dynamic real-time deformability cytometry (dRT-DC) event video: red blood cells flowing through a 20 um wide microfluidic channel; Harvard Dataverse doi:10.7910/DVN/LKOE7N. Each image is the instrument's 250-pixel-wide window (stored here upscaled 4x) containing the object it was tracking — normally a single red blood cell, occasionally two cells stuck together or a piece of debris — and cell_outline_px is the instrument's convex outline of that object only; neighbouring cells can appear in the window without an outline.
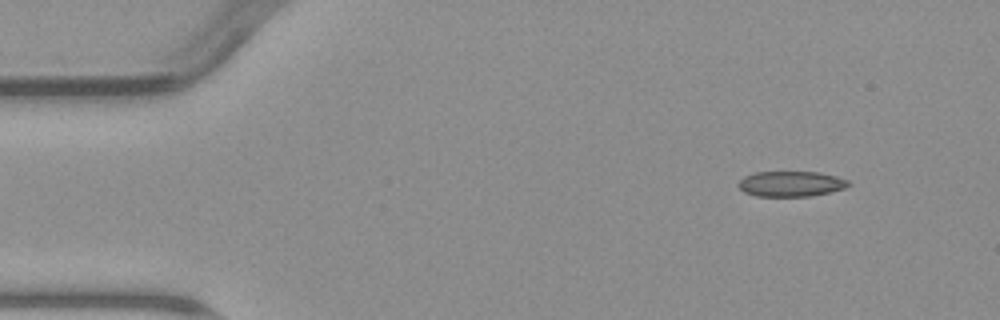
{"species": "common noctule bat (a hibernating species)", "species_latin": "Nyctalus noctula", "temperature_condition": "warm", "stored_images_in_passage": 5, "camera_frame_rate_fps": 3000, "um_per_image_px": 0.085, "animal": {"sex": "male", "body_mass_g": 23.1, "forearm_length_mm": 52.7}, "frame": {"image": 1, "passage_image": 1, "time_ms": 0.0, "image_size_px": [1000, 320], "cell_outline_px": [[852, 184], [844, 188], [812, 196], [756, 196], [744, 192], [736, 184], [744, 176], [756, 172], [820, 172], [836, 176], [848, 180]], "centroid_in_image_um": [67.22, 15.62], "position_along_channel_um": 17.8, "area_um2": 16.3}}
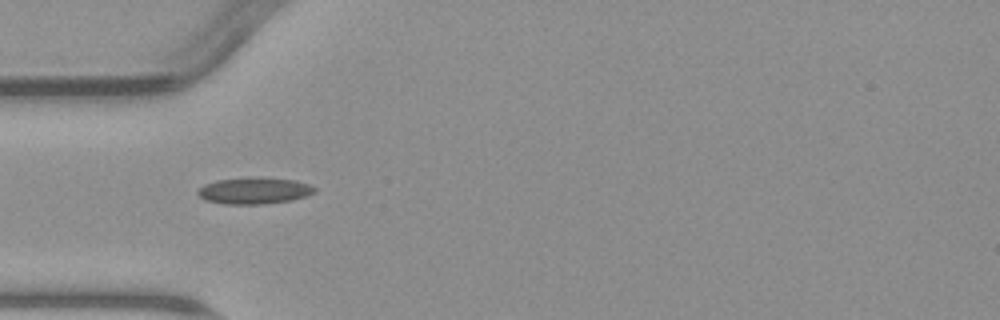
{"frame": {"image": 2, "passage_image": 4, "time_ms": 3.667, "image_size_px": [1000, 320], "cell_outline_px": [[316, 192], [292, 200], [264, 204], [224, 204], [204, 200], [196, 192], [204, 184], [216, 180], [260, 176], [296, 180], [308, 184], [316, 188]], "centroid_in_image_um": [21.61, 16.2], "position_along_channel_um": 63.4, "area_um2": 18.26}}